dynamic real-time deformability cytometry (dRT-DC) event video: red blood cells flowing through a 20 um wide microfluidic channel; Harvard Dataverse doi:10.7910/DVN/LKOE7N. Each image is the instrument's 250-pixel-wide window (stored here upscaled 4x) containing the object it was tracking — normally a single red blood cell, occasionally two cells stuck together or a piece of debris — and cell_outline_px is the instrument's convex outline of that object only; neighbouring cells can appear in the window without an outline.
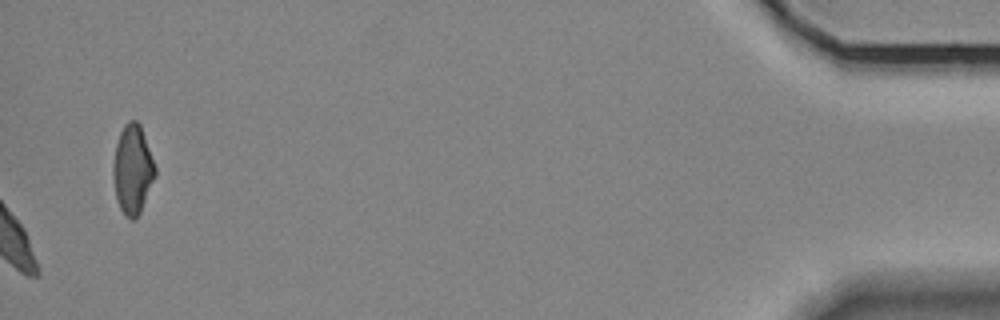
{"species": "Egyptian fruit bat (a non-hibernating species)", "species_latin": "Rousettus aegyptiacus", "temperature_condition": "room temperature", "stored_images_in_passage": 34, "camera_frame_rate_fps": 3000, "um_per_image_px": 0.085, "animal": {"sex": "female"}, "frame": {"image": 1, "passage_image": 34, "time_ms": 11.0, "image_size_px": [1000, 320], "cell_outline_px": [[156, 176], [140, 212], [132, 220], [124, 216], [120, 208], [116, 196], [112, 176], [112, 164], [116, 144], [120, 132], [124, 124], [128, 120], [136, 120], [140, 124], [156, 168]], "centroid_in_image_um": [11.26, 14.4], "position_along_channel_um": 423.9, "area_um2": 21.85}}